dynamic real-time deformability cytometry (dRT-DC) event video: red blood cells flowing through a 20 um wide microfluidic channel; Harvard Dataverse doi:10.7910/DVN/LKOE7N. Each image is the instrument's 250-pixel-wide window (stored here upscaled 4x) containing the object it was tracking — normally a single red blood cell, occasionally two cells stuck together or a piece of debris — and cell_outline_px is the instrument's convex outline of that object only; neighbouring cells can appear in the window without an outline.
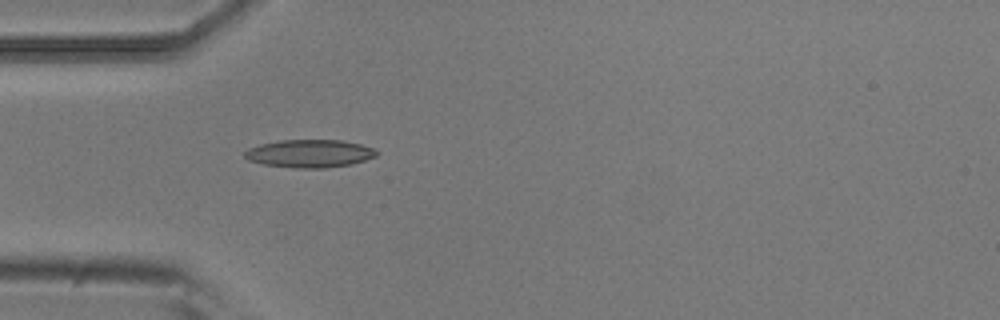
{"species": "common noctule bat (a hibernating species)", "species_latin": "Nyctalus noctula", "temperature_condition": "room temperature", "stored_images_in_passage": 4, "camera_frame_rate_fps": 3000, "um_per_image_px": 0.085, "animal": {"sex": "male", "body_mass_g": 20.5, "forearm_length_mm": 52.5}, "frame": {"image": 1, "passage_image": 4, "time_ms": 1.0, "image_size_px": [1000, 320], "cell_outline_px": [[380, 152], [376, 156], [352, 164], [324, 168], [296, 168], [264, 164], [248, 160], [244, 156], [244, 152], [248, 148], [260, 144], [280, 140], [344, 140], [376, 148]], "centroid_in_image_um": [26.35, 13.04], "position_along_channel_um": 58.7, "area_um2": 21.56}}